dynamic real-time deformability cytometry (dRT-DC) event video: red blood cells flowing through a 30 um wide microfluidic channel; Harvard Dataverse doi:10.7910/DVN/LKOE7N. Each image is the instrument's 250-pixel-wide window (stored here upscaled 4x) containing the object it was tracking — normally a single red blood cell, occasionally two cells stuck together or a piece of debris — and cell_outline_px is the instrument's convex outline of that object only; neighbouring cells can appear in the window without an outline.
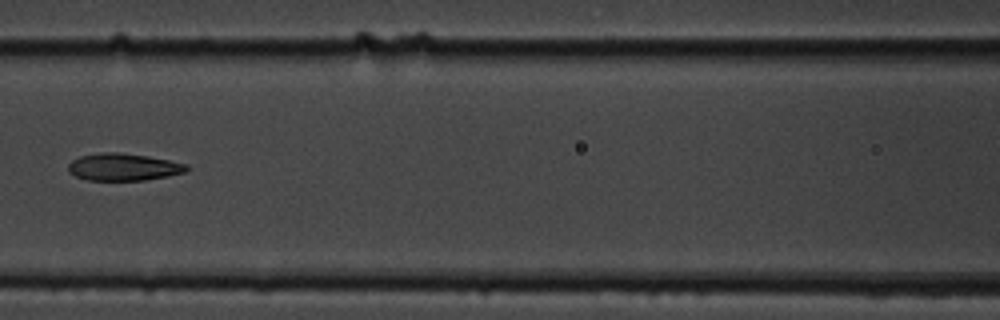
{"species": "common noctule bat (a hibernating species)", "species_latin": "Nyctalus noctula", "temperature_condition": "cold", "stored_images_in_passage": 7, "camera_frame_rate_fps": 3000, "um_per_image_px": 0.085, "animal": {"sex": "male", "body_mass_g": 19.5, "forearm_length_mm": 54.6}, "frame": {"image": 1, "passage_image": 7, "time_ms": 7.667, "image_size_px": [1000, 320], "cell_outline_px": [[188, 172], [168, 176], [144, 180], [88, 180], [76, 176], [68, 172], [68, 164], [72, 160], [80, 156], [104, 152], [120, 152], [148, 156], [188, 164]], "centroid_in_image_um": [10.5, 14.19], "position_along_channel_um": 156.1, "area_um2": 18.84}}